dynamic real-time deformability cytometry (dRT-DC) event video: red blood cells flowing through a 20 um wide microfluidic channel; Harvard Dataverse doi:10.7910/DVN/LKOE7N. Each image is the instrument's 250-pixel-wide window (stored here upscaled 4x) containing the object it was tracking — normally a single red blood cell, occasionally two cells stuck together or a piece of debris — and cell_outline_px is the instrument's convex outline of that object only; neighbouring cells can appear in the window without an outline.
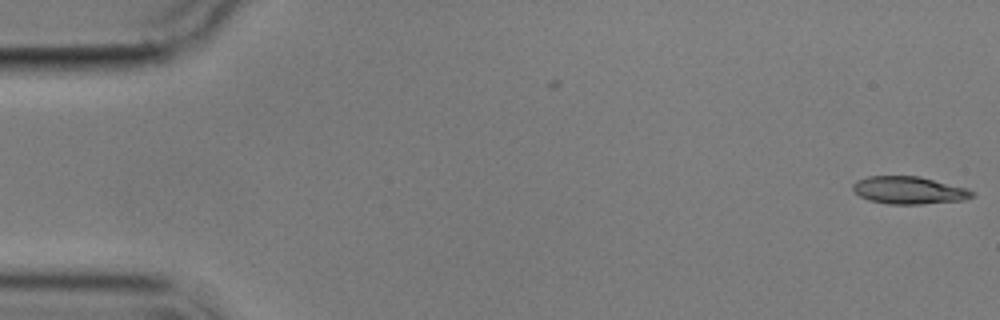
{"species": "common noctule bat (a hibernating species)", "species_latin": "Nyctalus noctula", "temperature_condition": "cold", "stored_images_in_passage": 2, "camera_frame_rate_fps": 3000, "um_per_image_px": 0.085, "animal": {"sex": "male", "body_mass_g": 17.9}, "frame": {"image": 1, "passage_image": 2, "time_ms": 1.0, "image_size_px": [1000, 320], "cell_outline_px": [[976, 196], [964, 200], [920, 204], [888, 204], [868, 200], [860, 196], [852, 188], [852, 184], [856, 180], [868, 176], [920, 176], [968, 188], [976, 192]], "centroid_in_image_um": [77.3, 16.17], "position_along_channel_um": 7.7, "area_um2": 19.36}}